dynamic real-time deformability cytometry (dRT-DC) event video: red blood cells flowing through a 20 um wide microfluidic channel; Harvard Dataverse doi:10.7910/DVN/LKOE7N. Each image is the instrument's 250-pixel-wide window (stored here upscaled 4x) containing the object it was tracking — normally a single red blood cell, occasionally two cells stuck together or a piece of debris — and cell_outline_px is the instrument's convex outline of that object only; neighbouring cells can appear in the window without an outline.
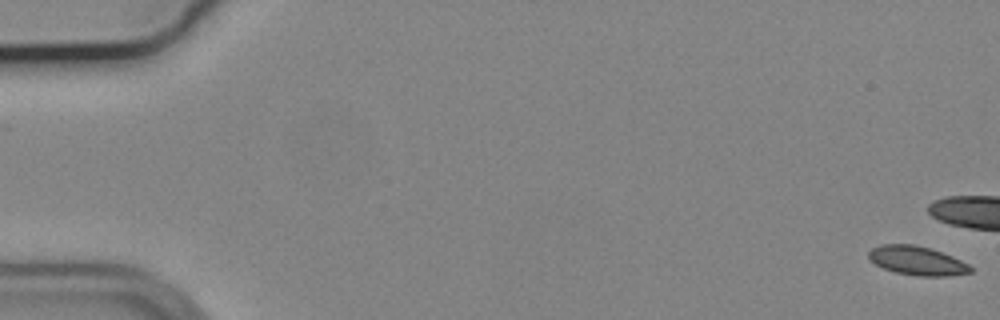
{"species": "common noctule bat (a hibernating species)", "species_latin": "Nyctalus noctula", "temperature_condition": "cold", "stored_images_in_passage": 15, "camera_frame_rate_fps": 3000, "um_per_image_px": 0.085, "animal": {"sex": "male", "body_mass_g": 19.2, "forearm_length_mm": 51.8}, "frame": {"image": 1, "passage_image": 1, "time_ms": 0.0, "image_size_px": [1000, 320], "cell_outline_px": [[972, 272], [948, 276], [916, 276], [896, 272], [884, 268], [876, 264], [868, 256], [868, 252], [872, 248], [880, 244], [912, 244], [928, 248], [952, 256], [968, 264], [972, 268]], "centroid_in_image_um": [77.95, 22.16], "position_along_channel_um": 7.1, "area_um2": 16.99}}